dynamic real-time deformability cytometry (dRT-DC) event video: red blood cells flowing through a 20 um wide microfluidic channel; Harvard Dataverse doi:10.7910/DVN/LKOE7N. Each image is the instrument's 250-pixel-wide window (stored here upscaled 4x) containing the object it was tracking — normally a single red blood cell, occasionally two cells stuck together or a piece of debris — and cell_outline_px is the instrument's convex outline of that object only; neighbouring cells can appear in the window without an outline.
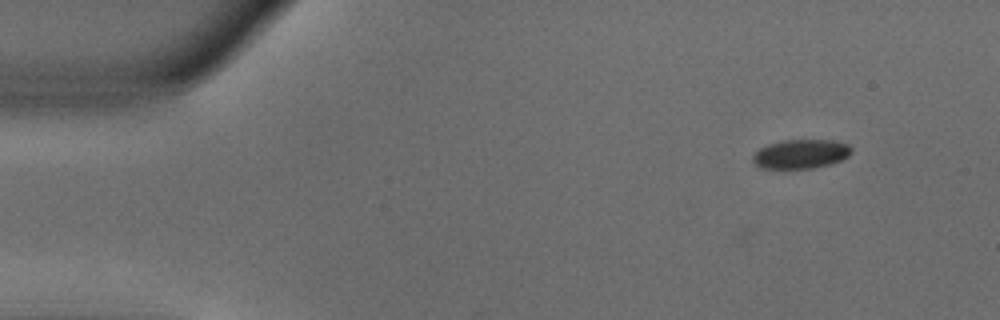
{"species": "common noctule bat (a hibernating species)", "species_latin": "Nyctalus noctula", "temperature_condition": "warm", "stored_images_in_passage": 49, "camera_frame_rate_fps": 3000, "um_per_image_px": 0.085, "animal": {"sex": "male", "body_mass_g": 18.8}, "frame": {"image": 1, "passage_image": 1, "time_ms": 0.0, "image_size_px": [1000, 320], "cell_outline_px": [[852, 152], [848, 156], [832, 164], [812, 168], [760, 168], [752, 160], [752, 156], [760, 148], [768, 144], [784, 140], [832, 140], [848, 144], [852, 148]], "centroid_in_image_um": [68.08, 13.08], "position_along_channel_um": 16.9, "area_um2": 16.7}}
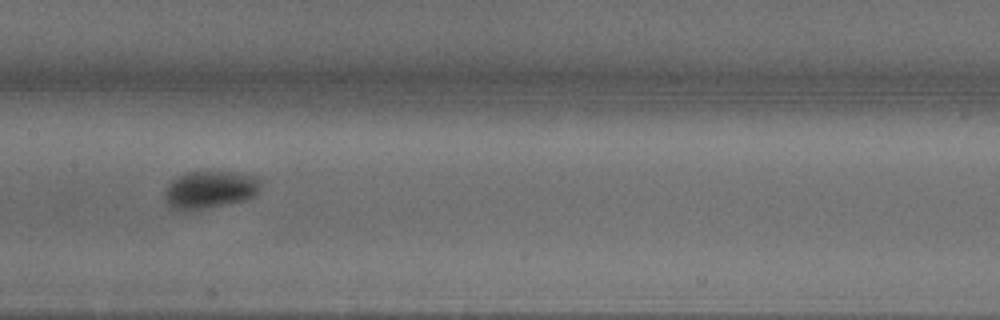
{"frame": {"image": 2, "passage_image": 22, "time_ms": 7.0, "image_size_px": [1000, 320], "cell_outline_px": [[260, 188], [248, 200], [184, 212], [172, 208], [168, 204], [164, 196], [164, 192], [168, 184], [176, 176], [184, 172], [232, 172], [256, 176], [260, 180]], "centroid_in_image_um": [17.8, 16.13], "position_along_channel_um": 189.6, "area_um2": 21.15}}
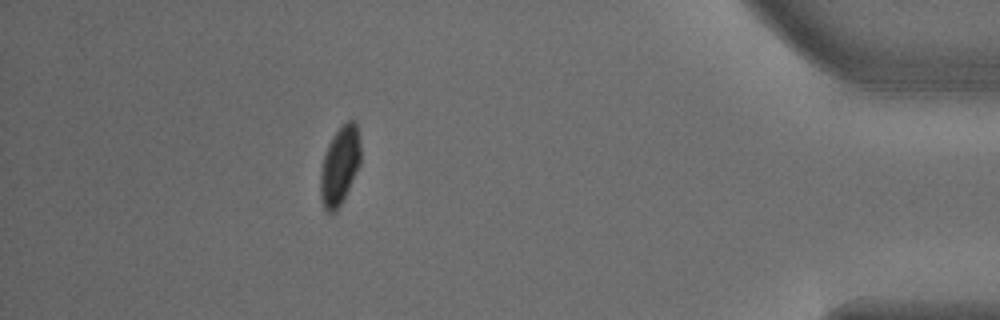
{"frame": {"image": 3, "passage_image": 43, "time_ms": 14.0, "image_size_px": [1000, 320], "cell_outline_px": [[360, 164], [336, 212], [328, 212], [324, 208], [320, 200], [320, 172], [324, 156], [328, 144], [332, 136], [348, 120], [356, 120], [360, 140]], "centroid_in_image_um": [28.87, 14.06], "position_along_channel_um": 406.3, "area_um2": 18.21}, "authors_computed_cell_mechanics": {"area_um2": 19.0162, "velocity_mm_per_s": 3.8103, "shape_relaxation_time_tau1_ms": 2.4132, "shape_relaxation_time_tau2_ms": null, "deformation_change_tau1": 0.0758, "deformation_change_tau2": null}}